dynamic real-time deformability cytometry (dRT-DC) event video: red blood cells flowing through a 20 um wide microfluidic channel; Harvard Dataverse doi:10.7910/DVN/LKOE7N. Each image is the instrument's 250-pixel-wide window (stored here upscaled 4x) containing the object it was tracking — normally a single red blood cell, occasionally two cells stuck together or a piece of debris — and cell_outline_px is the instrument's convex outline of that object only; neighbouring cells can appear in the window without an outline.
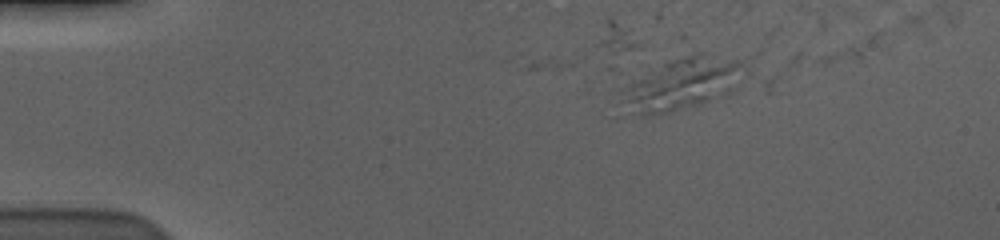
{"species": "human", "species_latin": "Homo sapiens", "temperature_condition": "cold", "stored_images_in_passage": 4, "camera_frame_rate_fps": 3000, "um_per_image_px": 0.085, "donor": {"sex": "male"}, "frame": {"image": 1, "passage_image": 1, "time_ms": 0.0, "image_size_px": [1000, 240], "cell_outline_px": [[760, 52], [748, 72], [708, 100], [672, 112], [644, 116], [616, 116], [616, 88], [624, 80], [672, 36], [680, 32], [684, 32], [760, 48]], "centroid_in_image_um": [58.07, 6.36], "position_along_channel_um": 26.9, "area_um2": 54.51}}